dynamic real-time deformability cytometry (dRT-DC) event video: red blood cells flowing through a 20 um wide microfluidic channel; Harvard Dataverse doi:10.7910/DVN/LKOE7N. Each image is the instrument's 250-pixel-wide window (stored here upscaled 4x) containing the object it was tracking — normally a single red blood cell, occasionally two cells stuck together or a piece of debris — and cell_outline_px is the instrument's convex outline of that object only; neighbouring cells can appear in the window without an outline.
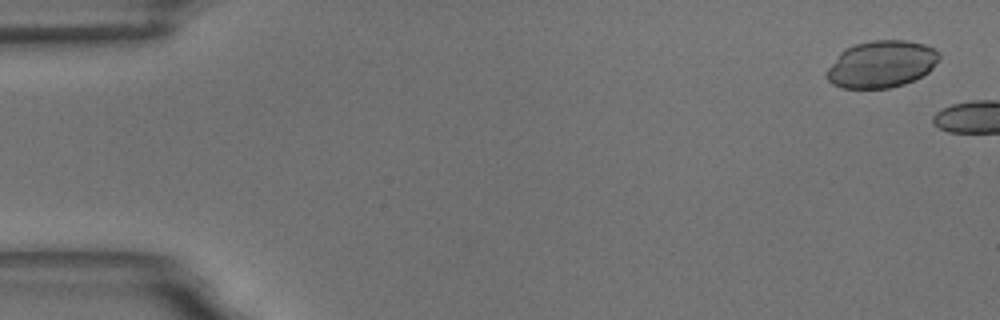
{"species": "common noctule bat (a hibernating species)", "species_latin": "Nyctalus noctula", "temperature_condition": "room temperature", "stored_images_in_passage": 2, "camera_frame_rate_fps": 3000, "um_per_image_px": 0.085, "animal": {"sex": "male", "body_mass_g": 18.8}, "frame": {"image": 1, "passage_image": 1, "time_ms": 0.0, "image_size_px": [1000, 320], "cell_outline_px": [[940, 56], [932, 68], [928, 72], [904, 84], [888, 88], [840, 88], [832, 84], [828, 80], [828, 68], [840, 52], [844, 48], [856, 44], [872, 40], [908, 40], [924, 44], [940, 52]], "centroid_in_image_um": [74.92, 5.44], "position_along_channel_um": 10.1, "area_um2": 30.63}}